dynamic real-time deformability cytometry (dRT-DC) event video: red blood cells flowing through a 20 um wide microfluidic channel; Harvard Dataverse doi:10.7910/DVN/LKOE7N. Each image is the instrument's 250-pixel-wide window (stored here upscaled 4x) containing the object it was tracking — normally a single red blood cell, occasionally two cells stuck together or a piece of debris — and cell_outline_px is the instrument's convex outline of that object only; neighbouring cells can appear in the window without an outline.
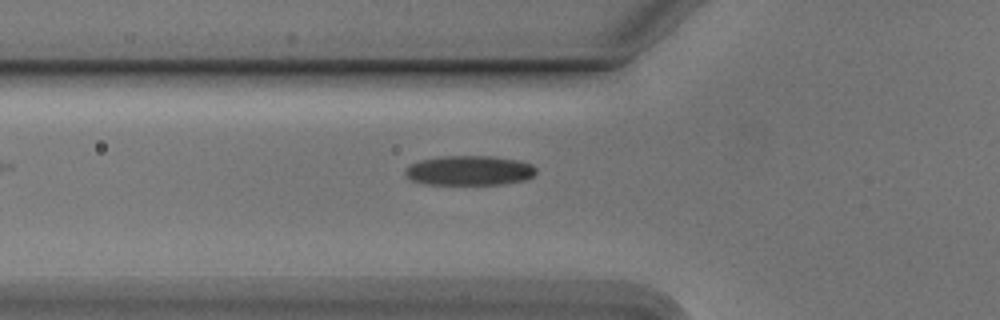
{"species": "Egyptian fruit bat (a non-hibernating species)", "species_latin": "Rousettus aegyptiacus", "temperature_condition": "cold", "stored_images_in_passage": 25, "camera_frame_rate_fps": 3000, "um_per_image_px": 0.085, "animal": {"sex": "male"}, "frame": {"image": 1, "passage_image": 5, "time_ms": 1.333, "image_size_px": [1000, 320], "cell_outline_px": [[536, 172], [532, 176], [524, 180], [500, 184], [424, 184], [412, 180], [404, 172], [404, 168], [408, 164], [420, 160], [440, 156], [492, 156], [516, 160], [532, 164], [536, 168]], "centroid_in_image_um": [39.85, 14.48], "position_along_channel_um": 85.9, "area_um2": 22.66}}
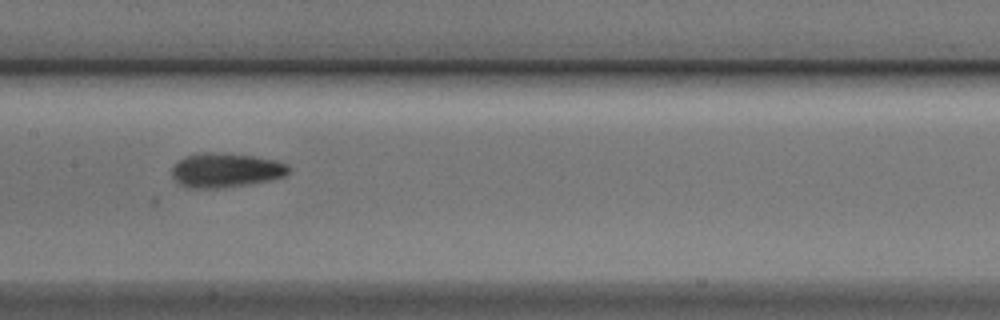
{"frame": {"image": 2, "passage_image": 13, "time_ms": 4.0, "image_size_px": [1000, 320], "cell_outline_px": [[288, 172], [284, 176], [272, 180], [252, 184], [224, 188], [188, 188], [180, 184], [172, 176], [172, 168], [180, 160], [188, 156], [208, 152], [252, 156], [276, 160], [288, 164]], "centroid_in_image_um": [19.22, 14.49], "position_along_channel_um": 188.2, "area_um2": 23.18}}
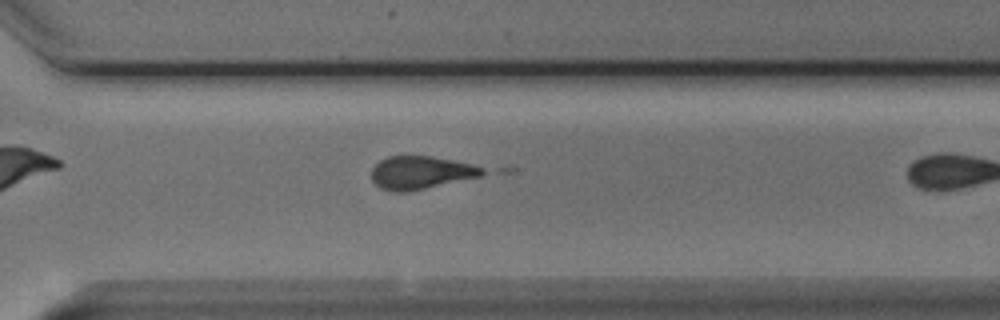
{"frame": {"image": 3, "passage_image": 21, "time_ms": 6.667, "image_size_px": [1000, 320], "cell_outline_px": [[488, 172], [480, 176], [408, 192], [392, 192], [380, 188], [372, 180], [372, 168], [380, 160], [388, 156], [432, 156], [472, 164], [484, 168]], "centroid_in_image_um": [35.76, 14.67], "position_along_channel_um": 334.8, "area_um2": 21.33}}